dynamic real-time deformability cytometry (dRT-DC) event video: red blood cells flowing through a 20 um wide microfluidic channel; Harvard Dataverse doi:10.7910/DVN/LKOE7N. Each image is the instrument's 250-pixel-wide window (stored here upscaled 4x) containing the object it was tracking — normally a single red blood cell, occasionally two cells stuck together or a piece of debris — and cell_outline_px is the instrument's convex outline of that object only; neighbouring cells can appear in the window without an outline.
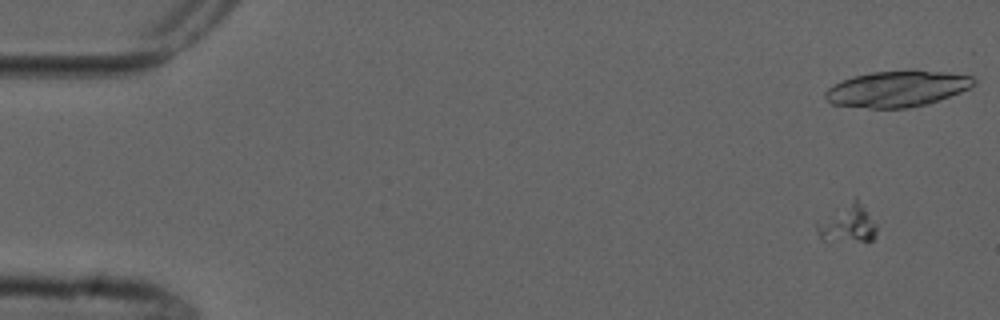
{"species": "common noctule bat (a hibernating species)", "species_latin": "Nyctalus noctula", "temperature_condition": "cold", "stored_images_in_passage": 4, "camera_frame_rate_fps": 3000, "um_per_image_px": 0.085, "animal": {"sex": "male", "forearm_length_mm": 52.5}, "frame": {"image": 1, "passage_image": 1, "time_ms": 0.0, "image_size_px": [1000, 320], "cell_outline_px": [[876, 236], [872, 240], [824, 240], [820, 236], [816, 228], [816, 220], [856, 196], [876, 224]], "centroid_in_image_um": [72.02, 18.96], "position_along_channel_um": 13.0, "area_um2": 13.24}}